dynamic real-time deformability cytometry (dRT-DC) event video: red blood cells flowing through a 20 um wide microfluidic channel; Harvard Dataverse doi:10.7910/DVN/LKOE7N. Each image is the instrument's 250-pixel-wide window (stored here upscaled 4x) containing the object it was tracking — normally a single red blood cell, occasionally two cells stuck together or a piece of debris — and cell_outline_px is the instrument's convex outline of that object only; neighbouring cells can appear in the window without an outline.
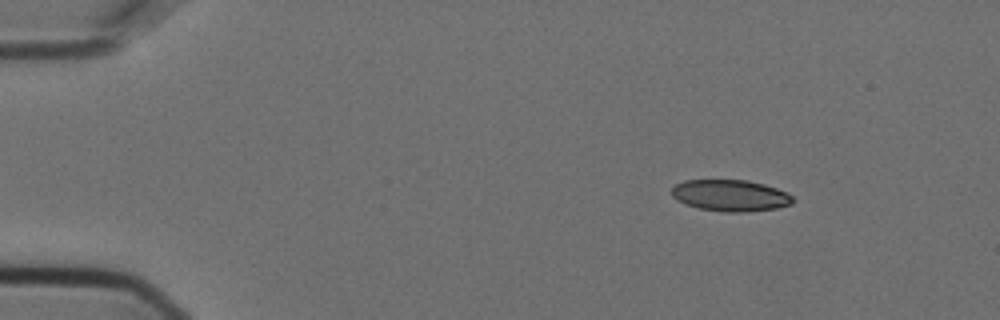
{"species": "Egyptian fruit bat (a non-hibernating species)", "species_latin": "Rousettus aegyptiacus", "temperature_condition": "cold", "stored_images_in_passage": 53, "camera_frame_rate_fps": 3000, "um_per_image_px": 0.085, "animal": {"sex": "female"}, "frame": {"image": 1, "passage_image": 5, "time_ms": 1.333, "image_size_px": [1000, 320], "cell_outline_px": [[796, 200], [792, 204], [776, 208], [748, 212], [724, 212], [700, 208], [676, 200], [672, 196], [672, 188], [676, 184], [684, 180], [748, 180], [764, 184], [776, 188], [792, 196]], "centroid_in_image_um": [62.1, 16.62], "position_along_channel_um": 22.9, "area_um2": 22.2}}
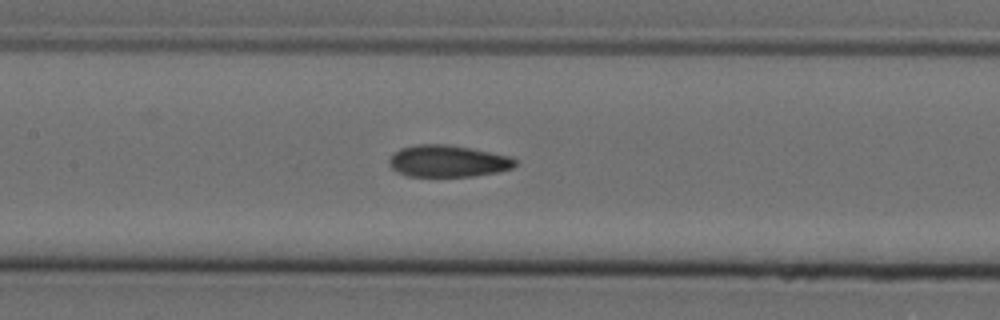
{"frame": {"image": 2, "passage_image": 24, "time_ms": 7.667, "image_size_px": [1000, 320], "cell_outline_px": [[516, 164], [512, 168], [496, 172], [472, 176], [408, 176], [396, 172], [388, 164], [388, 160], [400, 148], [416, 144], [448, 144], [512, 156], [516, 160]], "centroid_in_image_um": [38.05, 13.69], "position_along_channel_um": 169.3, "area_um2": 23.35}}
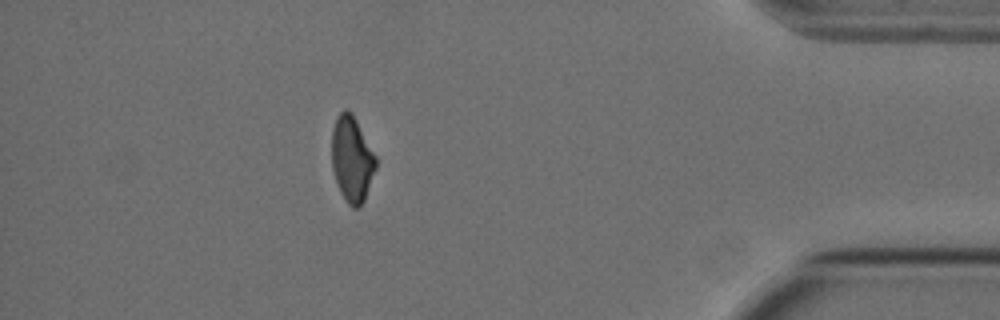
{"frame": {"image": 3, "passage_image": 47, "time_ms": 15.333, "image_size_px": [1000, 320], "cell_outline_px": [[376, 168], [364, 200], [360, 208], [352, 208], [348, 204], [340, 192], [332, 168], [332, 128], [336, 116], [344, 108], [348, 108], [352, 112], [376, 156]], "centroid_in_image_um": [29.9, 13.5], "position_along_channel_um": 405.3, "area_um2": 22.14}, "authors_computed_cell_mechanics": {"area_um2": 23.3512, "velocity_mm_per_s": 3.6335, "shape_relaxation_time_tau1_ms": null, "shape_relaxation_time_tau2_ms": 2.6052, "deformation_change_tau1": null, "deformation_change_tau2": 0.0826}}